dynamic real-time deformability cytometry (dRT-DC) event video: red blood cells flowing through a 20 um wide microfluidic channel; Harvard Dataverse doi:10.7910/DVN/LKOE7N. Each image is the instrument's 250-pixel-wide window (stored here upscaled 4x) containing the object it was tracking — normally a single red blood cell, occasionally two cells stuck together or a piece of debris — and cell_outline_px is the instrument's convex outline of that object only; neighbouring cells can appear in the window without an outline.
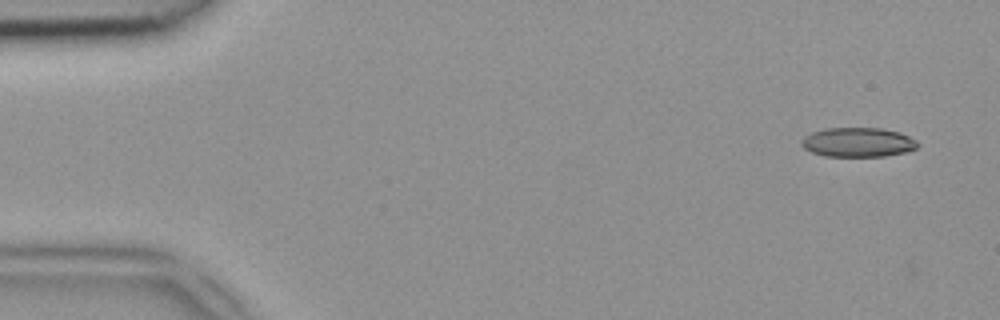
{"species": "common noctule bat (a hibernating species)", "species_latin": "Nyctalus noctula", "temperature_condition": "room temperature", "stored_images_in_passage": 47, "camera_frame_rate_fps": 3000, "um_per_image_px": 0.085, "animal": {"sex": "female", "body_mass_g": 18.4}, "frame": {"image": 1, "passage_image": 1, "time_ms": 0.0, "image_size_px": [1000, 320], "cell_outline_px": [[920, 144], [916, 148], [904, 152], [884, 156], [824, 156], [812, 152], [804, 148], [800, 144], [800, 140], [804, 136], [812, 132], [824, 128], [880, 128], [900, 132], [916, 140]], "centroid_in_image_um": [72.9, 12.08], "position_along_channel_um": 12.1, "area_um2": 19.94}}
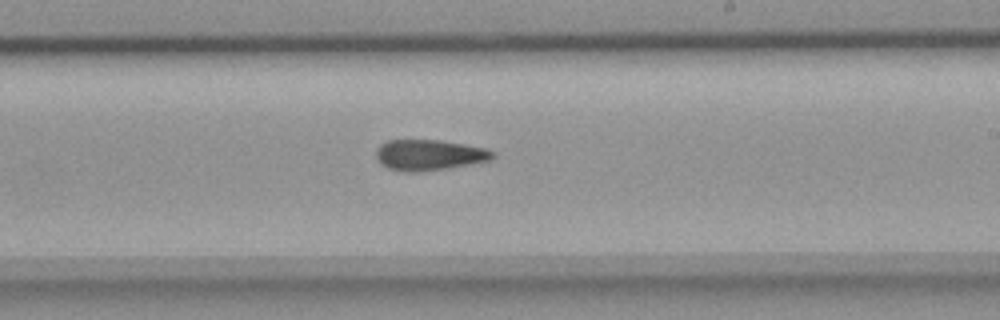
{"frame": {"image": 2, "passage_image": 27, "time_ms": 8.667, "image_size_px": [1000, 320], "cell_outline_px": [[496, 156], [488, 160], [472, 164], [448, 168], [420, 172], [404, 172], [388, 168], [380, 164], [376, 160], [376, 148], [380, 144], [388, 140], [440, 140], [488, 148], [496, 152]], "centroid_in_image_um": [36.48, 13.17], "position_along_channel_um": 252.5, "area_um2": 21.21}}
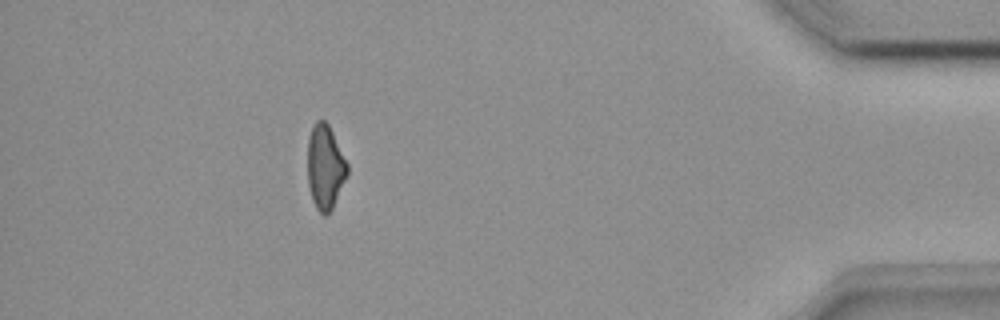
{"frame": {"image": 3, "passage_image": 42, "time_ms": 13.667, "image_size_px": [1000, 320], "cell_outline_px": [[348, 172], [332, 208], [328, 216], [324, 216], [316, 208], [312, 200], [308, 184], [308, 136], [316, 120], [324, 120], [328, 124], [348, 164]], "centroid_in_image_um": [27.62, 14.21], "position_along_channel_um": 407.6, "area_um2": 19.36}}